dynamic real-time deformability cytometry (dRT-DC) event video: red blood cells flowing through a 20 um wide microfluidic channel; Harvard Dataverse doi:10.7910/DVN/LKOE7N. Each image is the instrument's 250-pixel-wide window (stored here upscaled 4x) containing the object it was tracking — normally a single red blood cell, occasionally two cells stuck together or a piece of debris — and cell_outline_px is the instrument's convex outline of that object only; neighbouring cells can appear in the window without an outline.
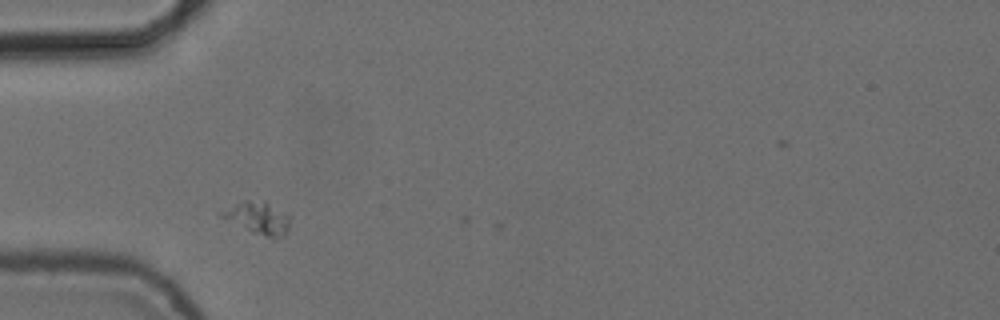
{"species": "common noctule bat (a hibernating species)", "species_latin": "Nyctalus noctula", "temperature_condition": "cold", "stored_images_in_passage": 2, "camera_frame_rate_fps": 3000, "um_per_image_px": 0.085, "animal": {"sex": "female", "body_mass_g": 24.6, "forearm_length_mm": 56.2}, "frame": {"image": 1, "passage_image": 1, "time_ms": 0.0, "image_size_px": [1000, 320], "cell_outline_px": [[292, 216], [288, 228], [280, 236], [268, 236], [252, 232], [224, 220], [216, 212], [244, 200], [264, 200], [288, 212]], "centroid_in_image_um": [21.9, 18.47], "position_along_channel_um": 63.1, "area_um2": 13.06}}